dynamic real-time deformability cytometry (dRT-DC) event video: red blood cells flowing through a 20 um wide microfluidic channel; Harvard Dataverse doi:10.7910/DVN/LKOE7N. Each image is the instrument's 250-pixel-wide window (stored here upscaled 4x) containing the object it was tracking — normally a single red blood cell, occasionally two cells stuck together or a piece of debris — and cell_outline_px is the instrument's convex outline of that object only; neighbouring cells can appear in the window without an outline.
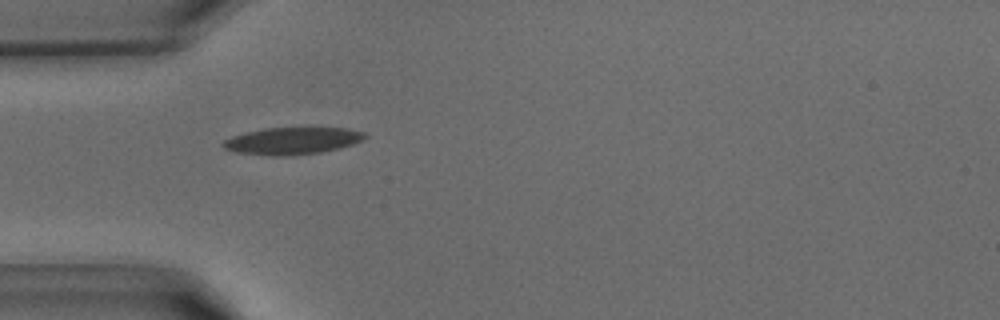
{"species": "common noctule bat (a hibernating species)", "species_latin": "Nyctalus noctula", "temperature_condition": "warm", "stored_images_in_passage": 30, "camera_frame_rate_fps": 3000, "um_per_image_px": 0.085, "animal": {"sex": "male", "body_mass_g": 15.6}, "frame": {"image": 1, "passage_image": 2, "time_ms": 0.333, "image_size_px": [1000, 320], "cell_outline_px": [[368, 136], [352, 144], [340, 148], [320, 152], [292, 156], [276, 156], [236, 152], [224, 148], [220, 144], [224, 140], [232, 136], [264, 128], [344, 128], [364, 132]], "centroid_in_image_um": [24.82, 11.98], "position_along_channel_um": 60.2, "area_um2": 22.2}}
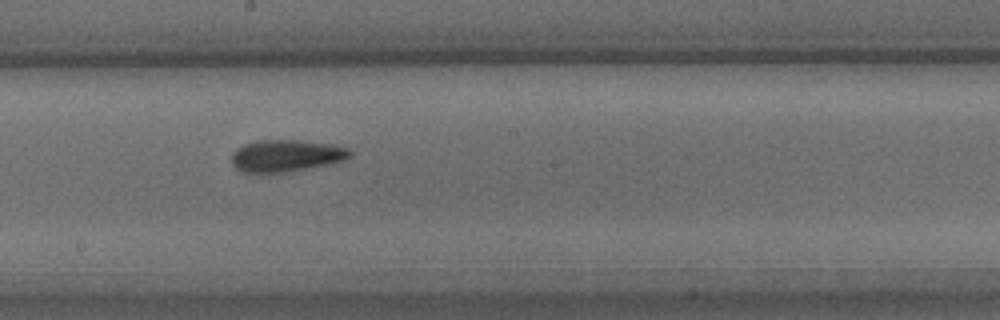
{"frame": {"image": 2, "passage_image": 12, "time_ms": 3.667, "image_size_px": [1000, 320], "cell_outline_px": [[352, 156], [344, 160], [284, 172], [240, 172], [232, 164], [232, 152], [236, 148], [244, 144], [256, 140], [304, 140], [332, 144], [348, 148], [352, 152]], "centroid_in_image_um": [24.29, 13.21], "position_along_channel_um": 223.9, "area_um2": 21.91}}
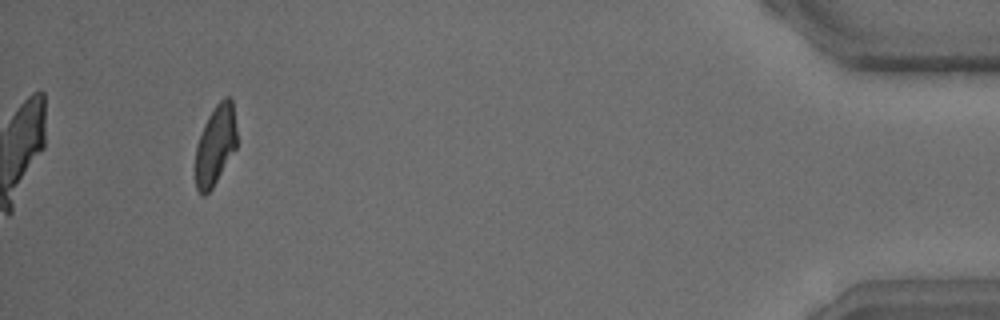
{"frame": {"image": 3, "passage_image": 28, "time_ms": 9.0, "image_size_px": [1000, 320], "cell_outline_px": [[236, 148], [212, 188], [204, 196], [196, 188], [196, 144], [204, 124], [208, 116], [216, 104], [224, 96], [228, 96], [232, 100], [236, 128]], "centroid_in_image_um": [18.31, 12.31], "position_along_channel_um": 416.9, "area_um2": 19.07}}